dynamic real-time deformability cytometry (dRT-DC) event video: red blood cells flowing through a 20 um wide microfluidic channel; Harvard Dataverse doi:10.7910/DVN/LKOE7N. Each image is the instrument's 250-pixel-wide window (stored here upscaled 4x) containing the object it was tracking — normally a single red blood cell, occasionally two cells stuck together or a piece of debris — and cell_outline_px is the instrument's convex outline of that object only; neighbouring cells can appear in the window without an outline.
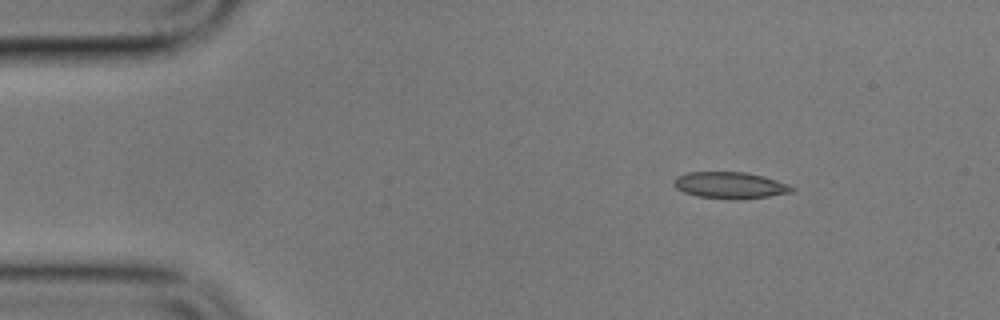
{"species": "common noctule bat (a hibernating species)", "species_latin": "Nyctalus noctula", "temperature_condition": "cold", "stored_images_in_passage": 9, "camera_frame_rate_fps": 3000, "um_per_image_px": 0.085, "animal": {"sex": "male", "body_mass_g": 17.9}, "frame": {"image": 1, "passage_image": 2, "time_ms": 2.0, "image_size_px": [1000, 320], "cell_outline_px": [[796, 192], [768, 196], [696, 196], [684, 192], [676, 188], [672, 184], [672, 180], [676, 176], [688, 172], [744, 172], [764, 176], [788, 184], [796, 188]], "centroid_in_image_um": [62.04, 15.69], "position_along_channel_um": 23.0, "area_um2": 17.46}}
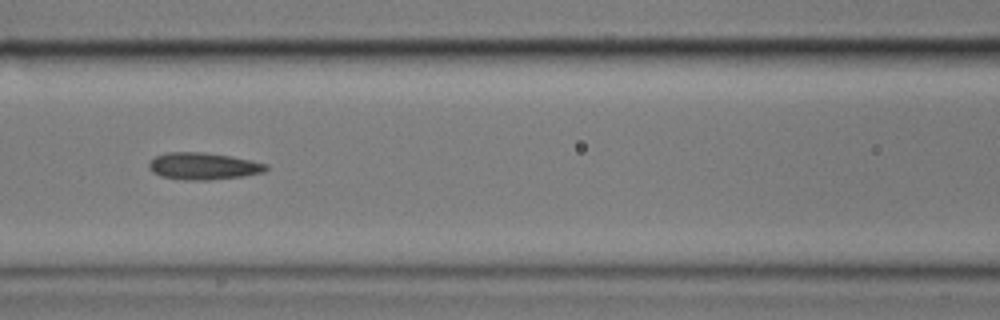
{"frame": {"image": 2, "passage_image": 6, "time_ms": 7.667, "image_size_px": [1000, 320], "cell_outline_px": [[268, 168], [264, 172], [244, 176], [208, 180], [184, 180], [160, 176], [152, 172], [148, 168], [148, 164], [156, 156], [168, 152], [204, 152], [252, 160], [268, 164]], "centroid_in_image_um": [17.28, 14.13], "position_along_channel_um": 149.3, "area_um2": 18.44}}
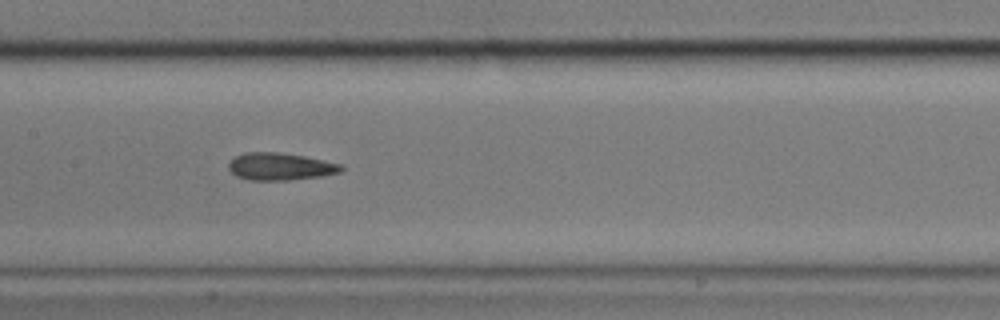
{"frame": {"image": 3, "passage_image": 7, "time_ms": 8.667, "image_size_px": [1000, 320], "cell_outline_px": [[344, 168], [340, 172], [324, 176], [288, 180], [248, 180], [236, 176], [228, 168], [228, 164], [236, 156], [244, 152], [276, 152], [304, 156], [344, 164]], "centroid_in_image_um": [23.85, 14.16], "position_along_channel_um": 183.5, "area_um2": 18.03}}